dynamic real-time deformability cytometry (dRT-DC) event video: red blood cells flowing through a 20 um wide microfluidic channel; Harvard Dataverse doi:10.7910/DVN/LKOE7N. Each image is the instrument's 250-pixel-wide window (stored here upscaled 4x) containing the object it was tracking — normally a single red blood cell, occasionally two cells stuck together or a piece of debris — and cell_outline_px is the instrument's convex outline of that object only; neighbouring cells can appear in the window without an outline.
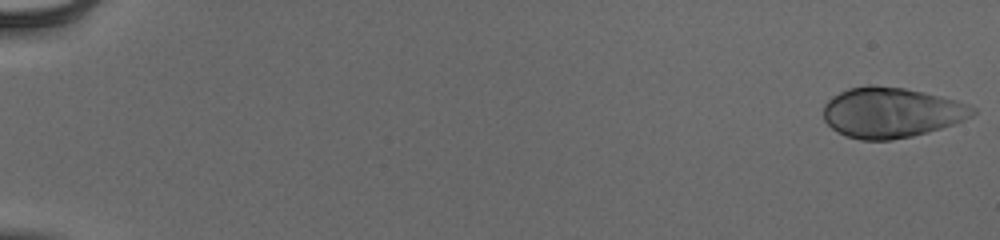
{"species": "human", "species_latin": "Homo sapiens", "temperature_condition": "cold", "stored_images_in_passage": 54, "camera_frame_rate_fps": 3000, "um_per_image_px": 0.085, "donor": {"sex": "male"}, "frame": {"image": 1, "passage_image": 1, "time_ms": 0.0, "image_size_px": [1000, 240], "cell_outline_px": [[976, 112], [972, 116], [964, 120], [928, 132], [912, 136], [892, 140], [860, 140], [844, 136], [836, 132], [824, 120], [824, 104], [832, 96], [848, 88], [868, 84], [872, 84], [904, 88], [924, 92], [956, 100], [968, 104], [976, 108]], "centroid_in_image_um": [75.74, 9.56], "position_along_channel_um": 9.3, "area_um2": 43.99}}
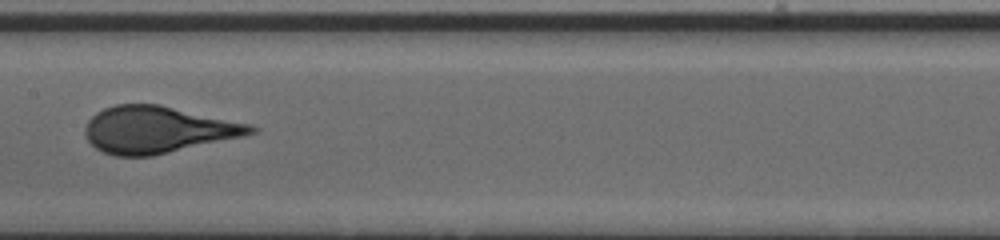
{"frame": {"image": 2, "passage_image": 30, "time_ms": 9.667, "image_size_px": [1000, 240], "cell_outline_px": [[260, 128], [256, 132], [244, 136], [152, 156], [112, 156], [96, 148], [88, 140], [84, 132], [84, 128], [88, 120], [96, 112], [104, 108], [116, 104], [160, 104], [252, 124]], "centroid_in_image_um": [13.41, 11.02], "position_along_channel_um": 194.0, "area_um2": 45.37}}
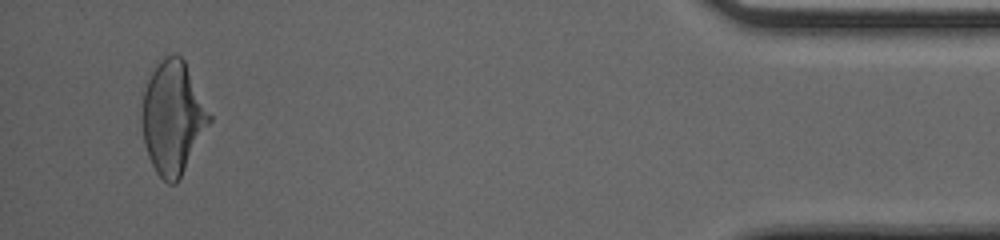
{"frame": {"image": 3, "passage_image": 52, "time_ms": 17.0, "image_size_px": [1000, 240], "cell_outline_px": [[212, 120], [176, 184], [168, 184], [156, 172], [148, 156], [144, 144], [140, 120], [140, 112], [144, 92], [148, 80], [156, 64], [164, 56], [172, 52], [176, 52], [184, 60], [212, 116]], "centroid_in_image_um": [14.67, 9.97], "position_along_channel_um": 420.5, "area_um2": 44.51}}